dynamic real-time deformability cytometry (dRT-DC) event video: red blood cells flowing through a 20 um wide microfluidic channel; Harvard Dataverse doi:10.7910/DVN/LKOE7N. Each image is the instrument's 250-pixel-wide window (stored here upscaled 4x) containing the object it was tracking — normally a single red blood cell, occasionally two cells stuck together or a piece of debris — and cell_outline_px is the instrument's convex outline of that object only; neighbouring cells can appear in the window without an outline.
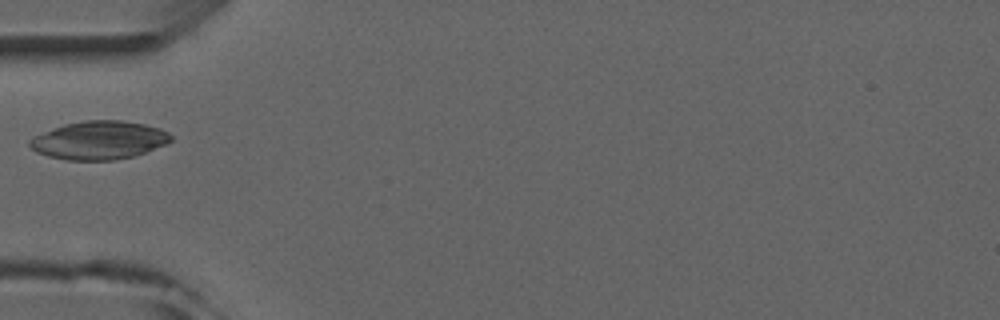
{"species": "common noctule bat (a hibernating species)", "species_latin": "Nyctalus noctula", "temperature_condition": "room temperature", "stored_images_in_passage": 2, "camera_frame_rate_fps": 3000, "um_per_image_px": 0.085, "animal": {"sex": "male", "forearm_length_mm": 52.5}, "frame": {"image": 1, "passage_image": 1, "time_ms": 0.0, "image_size_px": [1000, 320], "cell_outline_px": [[172, 140], [164, 144], [144, 152], [132, 156], [112, 160], [68, 160], [48, 156], [36, 152], [28, 144], [28, 140], [44, 132], [64, 124], [84, 120], [120, 120], [144, 124], [160, 128], [168, 132], [172, 136]], "centroid_in_image_um": [8.41, 11.91], "position_along_channel_um": 76.6, "area_um2": 31.21}}
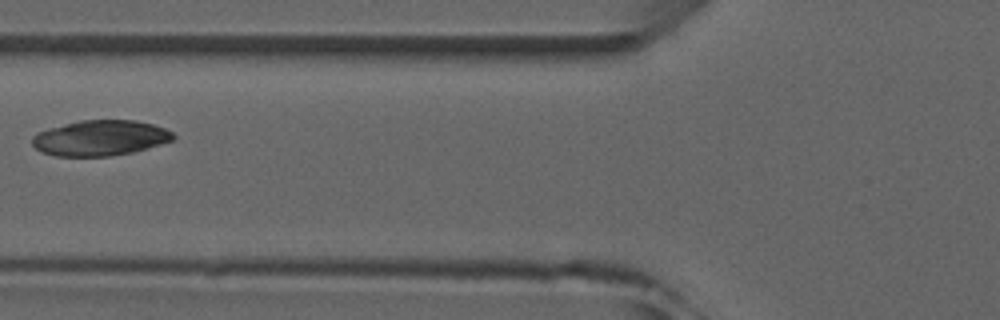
{"frame": {"image": 2, "passage_image": 2, "time_ms": 1.0, "image_size_px": [1000, 320], "cell_outline_px": [[176, 136], [172, 140], [148, 148], [132, 152], [108, 156], [56, 156], [44, 152], [36, 148], [32, 144], [32, 136], [36, 132], [48, 128], [80, 120], [136, 120], [152, 124], [164, 128], [172, 132]], "centroid_in_image_um": [8.5, 11.72], "position_along_channel_um": 117.3, "area_um2": 29.07}}